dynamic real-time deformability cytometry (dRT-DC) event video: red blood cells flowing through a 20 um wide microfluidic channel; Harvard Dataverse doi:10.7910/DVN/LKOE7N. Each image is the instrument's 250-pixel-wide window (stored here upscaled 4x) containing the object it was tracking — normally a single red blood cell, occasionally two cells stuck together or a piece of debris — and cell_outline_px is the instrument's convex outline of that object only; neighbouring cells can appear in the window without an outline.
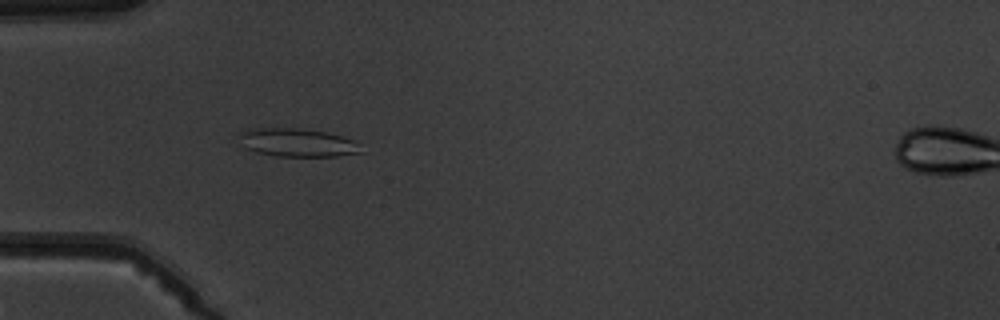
{"species": "common noctule bat (a hibernating species)", "species_latin": "Nyctalus noctula", "temperature_condition": "warm", "stored_images_in_passage": 5, "camera_frame_rate_fps": 3000, "um_per_image_px": 0.085, "animal": {"sex": "male", "body_mass_g": 19.5, "forearm_length_mm": 54.6}, "frame": {"image": 1, "passage_image": 4, "time_ms": 3.333, "image_size_px": [1000, 320], "cell_outline_px": [[360, 152], [336, 156], [276, 156], [256, 152], [244, 148], [236, 132], [248, 128], [292, 128], [324, 132], [340, 136], [352, 140]], "centroid_in_image_um": [25.1, 12.11], "position_along_channel_um": 59.9, "area_um2": 19.77}}
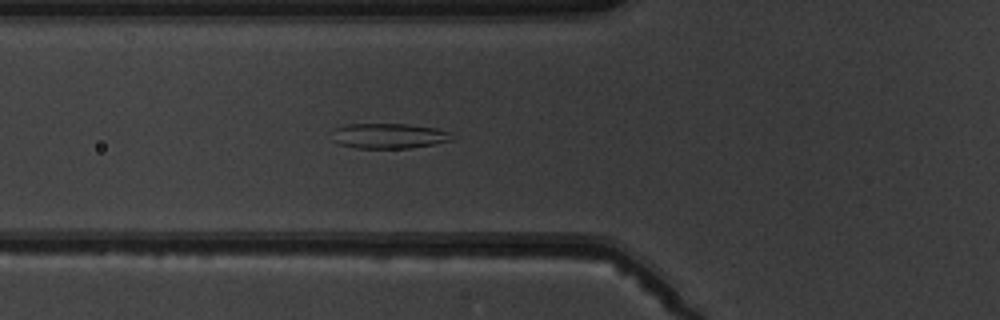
{"frame": {"image": 2, "passage_image": 5, "time_ms": 4.333, "image_size_px": [1000, 320], "cell_outline_px": [[452, 140], [412, 148], [356, 148], [340, 144], [332, 140], [336, 128], [344, 124], [408, 124], [436, 128], [452, 132]], "centroid_in_image_um": [33.07, 11.55], "position_along_channel_um": 92.7, "area_um2": 17.57}}